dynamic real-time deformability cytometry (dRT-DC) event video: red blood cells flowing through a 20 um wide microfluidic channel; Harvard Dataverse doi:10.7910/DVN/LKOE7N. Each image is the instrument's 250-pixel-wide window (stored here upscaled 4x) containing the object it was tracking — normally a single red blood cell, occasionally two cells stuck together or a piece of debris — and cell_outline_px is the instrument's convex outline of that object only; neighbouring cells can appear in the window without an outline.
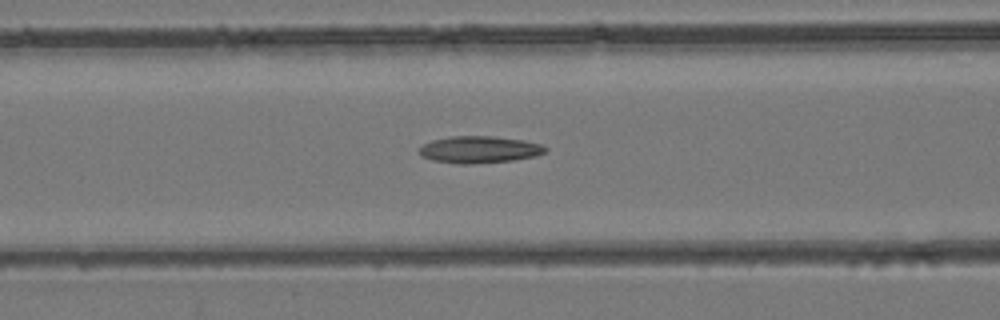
{"species": "common noctule bat (a hibernating species)", "species_latin": "Nyctalus noctula", "temperature_condition": "room temperature", "stored_images_in_passage": 45, "camera_frame_rate_fps": 3000, "um_per_image_px": 0.085, "animal": {"sex": "female", "body_mass_g": 24.6, "forearm_length_mm": 56.2}, "frame": {"image": 1, "passage_image": 19, "time_ms": 6.0, "image_size_px": [1000, 320], "cell_outline_px": [[548, 148], [544, 152], [536, 156], [512, 160], [472, 164], [456, 164], [432, 160], [420, 156], [420, 148], [424, 144], [432, 140], [452, 136], [492, 136], [524, 140], [544, 144]], "centroid_in_image_um": [40.76, 12.71], "position_along_channel_um": 125.8, "area_um2": 19.88}}
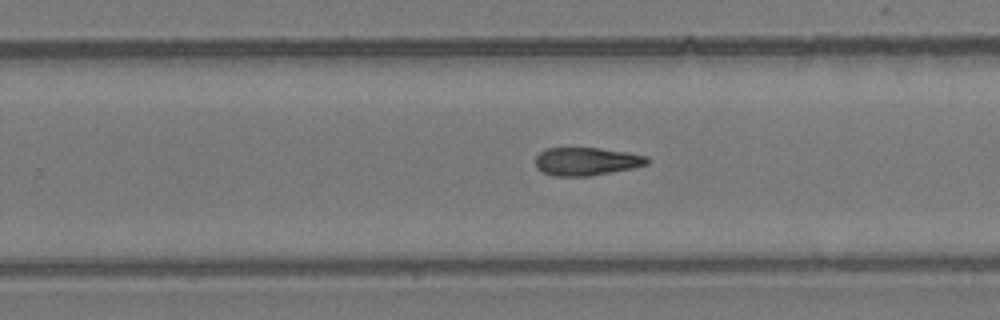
{"frame": {"image": 2, "passage_image": 29, "time_ms": 9.333, "image_size_px": [1000, 320], "cell_outline_px": [[648, 164], [636, 168], [592, 176], [556, 176], [544, 172], [536, 168], [536, 156], [540, 152], [548, 148], [600, 148], [628, 152], [648, 156]], "centroid_in_image_um": [49.9, 13.72], "position_along_channel_um": 279.9, "area_um2": 18.44}}
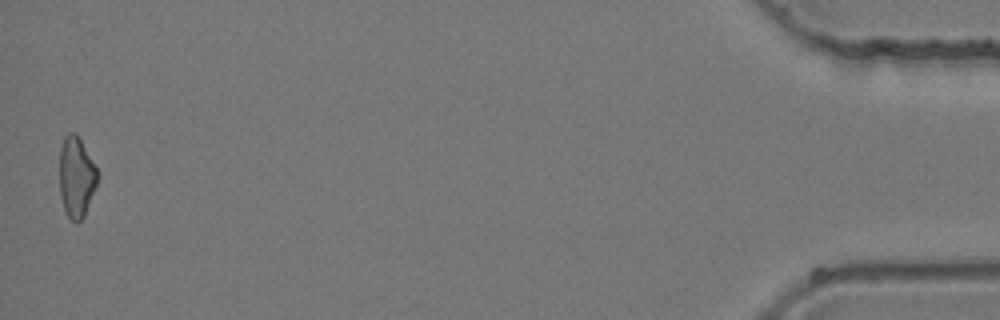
{"frame": {"image": 3, "passage_image": 45, "time_ms": 14.667, "image_size_px": [1000, 320], "cell_outline_px": [[100, 176], [84, 216], [76, 224], [68, 216], [64, 208], [60, 196], [60, 148], [64, 136], [68, 132], [76, 132], [100, 172]], "centroid_in_image_um": [6.51, 15.02], "position_along_channel_um": 428.7, "area_um2": 18.09}}